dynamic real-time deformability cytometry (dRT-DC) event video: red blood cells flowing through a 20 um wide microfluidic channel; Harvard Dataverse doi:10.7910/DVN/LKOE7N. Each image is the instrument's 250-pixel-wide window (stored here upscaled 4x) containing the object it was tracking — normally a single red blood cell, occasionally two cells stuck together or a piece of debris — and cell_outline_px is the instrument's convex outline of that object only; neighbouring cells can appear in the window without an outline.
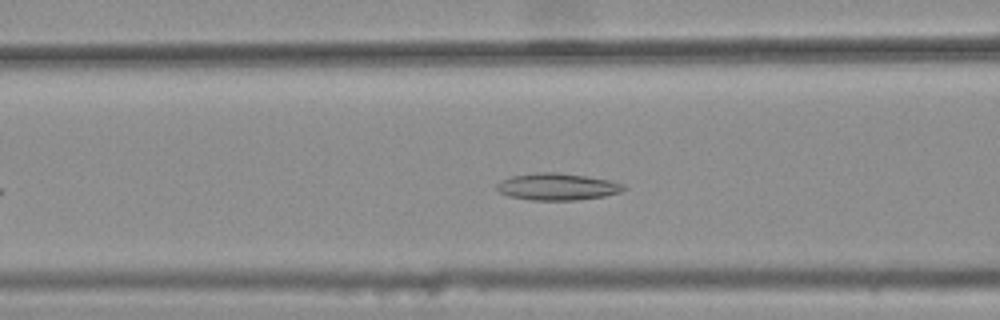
{"species": "common noctule bat (a hibernating species)", "species_latin": "Nyctalus noctula", "temperature_condition": "warm", "stored_images_in_passage": 37, "camera_frame_rate_fps": 3000, "um_per_image_px": 0.085, "animal": {"sex": "female", "body_mass_g": 25.1}, "frame": {"image": 1, "passage_image": 14, "time_ms": 4.333, "image_size_px": [1000, 320], "cell_outline_px": [[628, 188], [620, 192], [604, 196], [576, 200], [532, 200], [508, 196], [500, 192], [496, 188], [496, 184], [500, 180], [512, 176], [536, 172], [556, 172], [612, 180], [624, 184]], "centroid_in_image_um": [47.38, 15.87], "position_along_channel_um": 119.2, "area_um2": 20.0}}
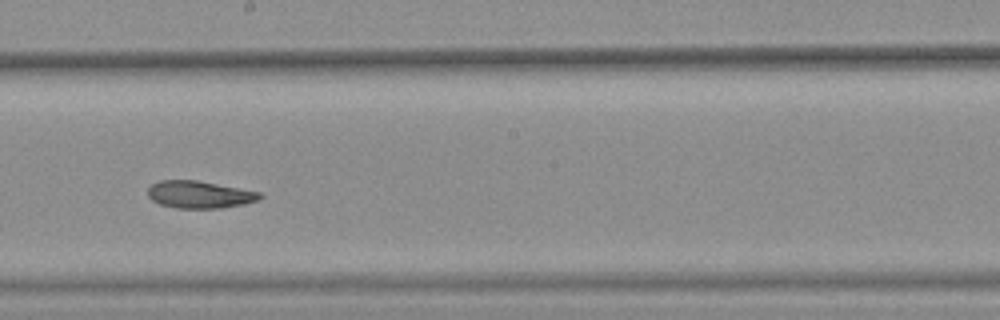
{"frame": {"image": 2, "passage_image": 23, "time_ms": 7.333, "image_size_px": [1000, 320], "cell_outline_px": [[264, 196], [256, 200], [244, 204], [220, 208], [176, 208], [160, 204], [152, 200], [148, 196], [148, 188], [152, 184], [160, 180], [196, 180], [260, 192]], "centroid_in_image_um": [16.94, 16.54], "position_along_channel_um": 231.3, "area_um2": 17.69}}
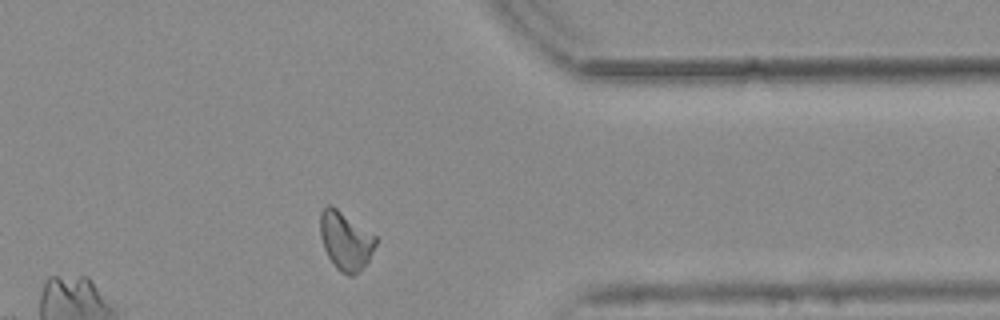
{"frame": {"image": 3, "passage_image": 36, "time_ms": 11.667, "image_size_px": [1000, 320], "cell_outline_px": [[376, 244], [368, 260], [352, 276], [348, 276], [340, 272], [336, 268], [328, 256], [324, 248], [320, 236], [320, 212], [328, 204], [332, 204], [376, 236]], "centroid_in_image_um": [29.34, 20.43], "position_along_channel_um": 382.1, "area_um2": 18.73}, "authors_computed_cell_mechanics": {"area_um2": 18.496, "velocity_mm_per_s": 3.7427, "shape_relaxation_time_tau1_ms": null, "shape_relaxation_time_tau2_ms": 4.6435, "deformation_change_tau1": null, "deformation_change_tau2": 0.1153}}